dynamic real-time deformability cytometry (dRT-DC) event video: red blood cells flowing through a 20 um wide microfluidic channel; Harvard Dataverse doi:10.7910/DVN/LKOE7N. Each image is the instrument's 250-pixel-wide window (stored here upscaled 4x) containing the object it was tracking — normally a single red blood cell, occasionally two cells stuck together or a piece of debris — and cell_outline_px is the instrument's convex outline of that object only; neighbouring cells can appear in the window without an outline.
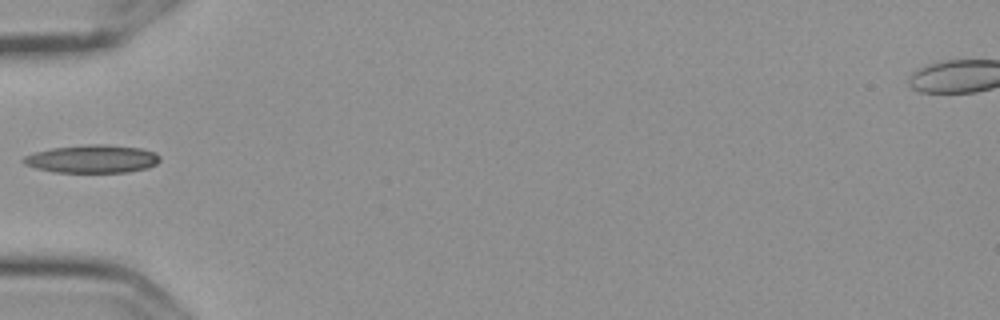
{"species": "Egyptian fruit bat (a non-hibernating species)", "species_latin": "Rousettus aegyptiacus", "temperature_condition": "cold", "stored_images_in_passage": 5, "camera_frame_rate_fps": 3000, "um_per_image_px": 0.085, "frame": {"image": 1, "passage_image": 4, "time_ms": 1.0, "image_size_px": [1000, 320], "cell_outline_px": [[160, 160], [156, 164], [148, 168], [128, 172], [56, 172], [36, 168], [24, 164], [20, 160], [24, 156], [36, 152], [52, 148], [88, 144], [104, 144], [140, 148], [156, 152], [160, 156]], "centroid_in_image_um": [7.86, 13.5], "position_along_channel_um": 77.1, "area_um2": 22.31}}
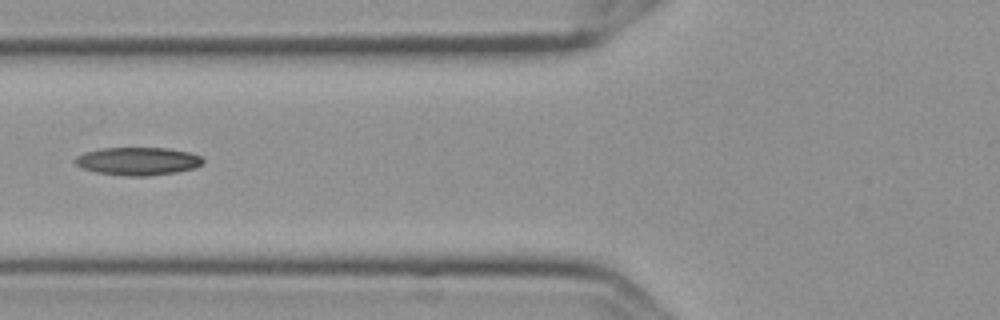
{"frame": {"image": 2, "passage_image": 5, "time_ms": 1.333, "image_size_px": [1000, 320], "cell_outline_px": [[204, 160], [196, 168], [176, 172], [148, 176], [128, 176], [96, 172], [84, 168], [76, 164], [76, 156], [84, 152], [100, 148], [168, 148], [188, 152], [200, 156]], "centroid_in_image_um": [11.72, 13.7], "position_along_channel_um": 114.1, "area_um2": 20.69}}